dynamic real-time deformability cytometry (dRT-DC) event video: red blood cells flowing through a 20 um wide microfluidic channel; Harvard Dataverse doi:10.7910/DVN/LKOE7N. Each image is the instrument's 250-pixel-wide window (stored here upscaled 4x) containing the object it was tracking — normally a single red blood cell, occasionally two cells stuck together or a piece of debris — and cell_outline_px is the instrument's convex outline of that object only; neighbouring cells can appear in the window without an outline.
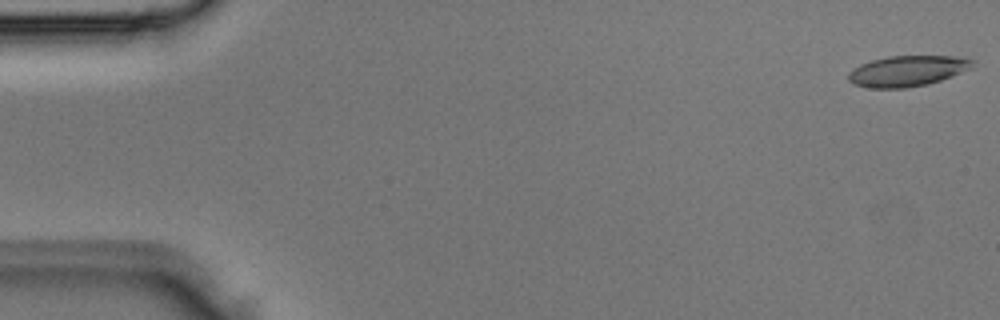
{"species": "Egyptian fruit bat (a non-hibernating species)", "species_latin": "Rousettus aegyptiacus", "temperature_condition": "room temperature", "stored_images_in_passage": 3, "camera_frame_rate_fps": 3000, "um_per_image_px": 0.085, "animal": {"sex": "male"}, "frame": {"image": 1, "passage_image": 1, "time_ms": 0.0, "image_size_px": [1000, 320], "cell_outline_px": [[976, 60], [972, 68], [952, 76], [928, 84], [904, 88], [872, 88], [852, 84], [848, 80], [848, 72], [860, 64], [872, 60], [888, 56], [952, 56]], "centroid_in_image_um": [77.12, 6.03], "position_along_channel_um": 7.9, "area_um2": 22.25}}
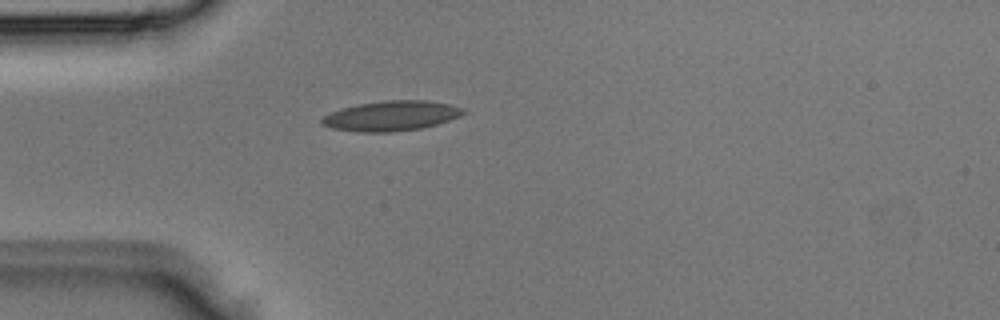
{"frame": {"image": 2, "passage_image": 3, "time_ms": 0.667, "image_size_px": [1000, 320], "cell_outline_px": [[468, 112], [460, 116], [436, 124], [420, 128], [392, 132], [356, 132], [332, 128], [320, 124], [320, 120], [324, 116], [332, 112], [344, 108], [360, 104], [384, 100], [424, 100], [448, 104], [464, 108]], "centroid_in_image_um": [33.26, 9.85], "position_along_channel_um": 51.7, "area_um2": 24.57}}